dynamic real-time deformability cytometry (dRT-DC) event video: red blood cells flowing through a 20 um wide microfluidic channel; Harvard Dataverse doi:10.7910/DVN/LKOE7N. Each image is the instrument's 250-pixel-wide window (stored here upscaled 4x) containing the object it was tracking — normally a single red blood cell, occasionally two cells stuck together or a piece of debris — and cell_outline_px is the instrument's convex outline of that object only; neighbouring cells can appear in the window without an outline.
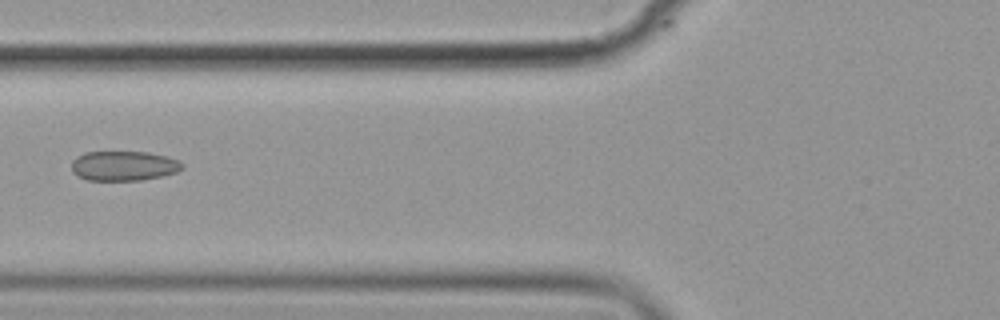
{"species": "common noctule bat (a hibernating species)", "species_latin": "Nyctalus noctula", "temperature_condition": "cold", "stored_images_in_passage": 5, "camera_frame_rate_fps": 3000, "um_per_image_px": 0.085, "animal": {"sex": "female", "body_mass_g": 19.9}, "frame": {"image": 1, "passage_image": 3, "time_ms": 2.333, "image_size_px": [1000, 320], "cell_outline_px": [[184, 168], [176, 172], [160, 176], [140, 180], [88, 180], [72, 172], [72, 160], [76, 156], [84, 152], [148, 152], [180, 160], [184, 164]], "centroid_in_image_um": [10.52, 14.09], "position_along_channel_um": 115.3, "area_um2": 19.13}}
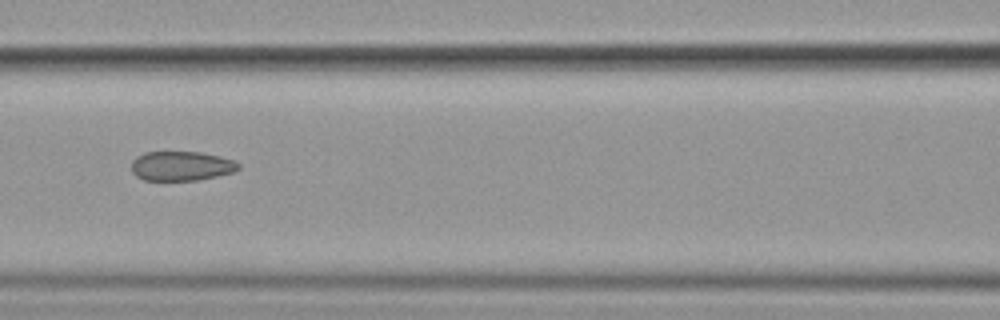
{"frame": {"image": 2, "passage_image": 4, "time_ms": 3.333, "image_size_px": [1000, 320], "cell_outline_px": [[240, 168], [232, 172], [216, 176], [196, 180], [144, 180], [136, 176], [132, 172], [132, 160], [136, 156], [144, 152], [200, 152], [220, 156], [232, 160], [240, 164]], "centroid_in_image_um": [15.38, 14.1], "position_along_channel_um": 151.2, "area_um2": 18.32}}
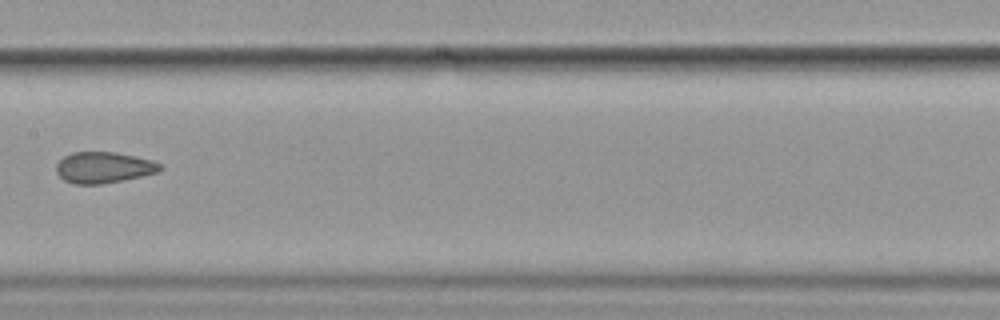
{"frame": {"image": 3, "passage_image": 5, "time_ms": 4.667, "image_size_px": [1000, 320], "cell_outline_px": [[164, 168], [156, 172], [124, 180], [100, 184], [72, 184], [64, 180], [56, 172], [56, 164], [64, 156], [72, 152], [116, 152], [152, 160], [160, 164]], "centroid_in_image_um": [8.78, 14.23], "position_along_channel_um": 198.6, "area_um2": 18.79}}